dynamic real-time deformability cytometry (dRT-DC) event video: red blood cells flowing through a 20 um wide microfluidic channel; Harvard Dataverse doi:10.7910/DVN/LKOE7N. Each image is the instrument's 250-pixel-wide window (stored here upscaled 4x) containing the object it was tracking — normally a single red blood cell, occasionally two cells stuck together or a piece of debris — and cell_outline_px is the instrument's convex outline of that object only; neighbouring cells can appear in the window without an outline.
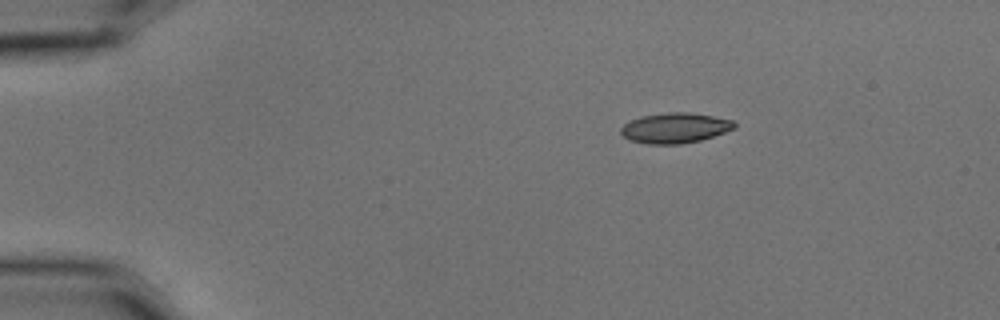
{"species": "common noctule bat (a hibernating species)", "species_latin": "Nyctalus noctula", "temperature_condition": "cold", "stored_images_in_passage": 3, "camera_frame_rate_fps": 3000, "um_per_image_px": 0.085, "animal": {"sex": "male", "body_mass_g": 15.6}, "frame": {"image": 1, "passage_image": 1, "time_ms": 0.0, "image_size_px": [1000, 320], "cell_outline_px": [[736, 128], [700, 140], [680, 144], [648, 144], [632, 140], [624, 136], [620, 132], [620, 128], [624, 124], [640, 116], [668, 112], [688, 112], [712, 116], [732, 120], [736, 124]], "centroid_in_image_um": [57.37, 10.87], "position_along_channel_um": 27.6, "area_um2": 19.83}}